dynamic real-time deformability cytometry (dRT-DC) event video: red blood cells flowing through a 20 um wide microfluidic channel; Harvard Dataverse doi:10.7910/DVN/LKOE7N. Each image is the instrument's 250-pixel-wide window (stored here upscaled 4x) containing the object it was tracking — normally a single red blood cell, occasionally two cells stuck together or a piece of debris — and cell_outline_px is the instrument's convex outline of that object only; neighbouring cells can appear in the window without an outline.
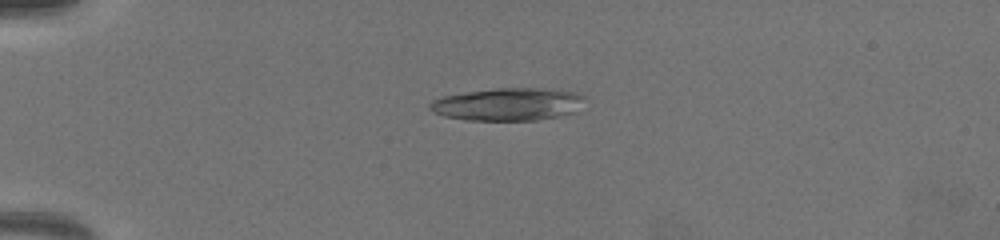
{"species": "common noctule bat (a hibernating species)", "species_latin": "Nyctalus noctula", "temperature_condition": "warm", "stored_images_in_passage": 66, "camera_frame_rate_fps": 3000, "um_per_image_px": 0.085, "animal": {"sex": "female", "body_mass_g": 19.5, "forearm_length_mm": 54.1}, "frame": {"image": 1, "passage_image": 18, "time_ms": 5.667, "image_size_px": [1000, 240], "cell_outline_px": [[584, 96], [568, 112], [556, 116], [536, 120], [468, 120], [444, 116], [428, 108], [428, 104], [432, 100], [444, 96], [464, 92], [496, 88], [540, 88], [576, 92]], "centroid_in_image_um": [43.03, 8.85], "position_along_channel_um": 42.0, "area_um2": 28.67}}